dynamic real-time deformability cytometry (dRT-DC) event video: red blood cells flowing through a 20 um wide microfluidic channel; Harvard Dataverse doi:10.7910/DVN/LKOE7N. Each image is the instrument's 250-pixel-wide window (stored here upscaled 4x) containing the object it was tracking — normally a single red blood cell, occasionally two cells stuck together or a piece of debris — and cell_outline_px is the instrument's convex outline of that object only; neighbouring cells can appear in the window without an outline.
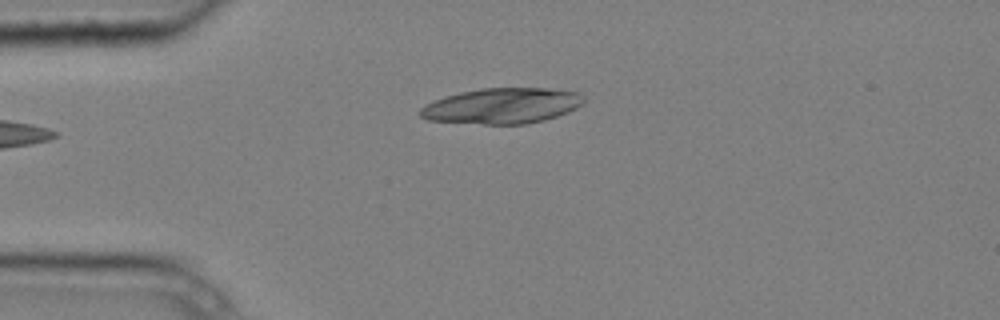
{"species": "common noctule bat (a hibernating species)", "species_latin": "Nyctalus noctula", "temperature_condition": "cold", "stored_images_in_passage": 3, "camera_frame_rate_fps": 3000, "um_per_image_px": 0.085, "animal": {"sex": "male", "body_mass_g": 20.4}, "frame": {"image": 1, "passage_image": 3, "time_ms": 0.667, "image_size_px": [1000, 320], "cell_outline_px": [[584, 104], [568, 112], [544, 120], [528, 124], [484, 124], [428, 120], [420, 116], [416, 112], [424, 104], [432, 100], [444, 96], [460, 92], [480, 88], [544, 88], [580, 92], [584, 100]], "centroid_in_image_um": [42.64, 8.99], "position_along_channel_um": 42.4, "area_um2": 34.22}}